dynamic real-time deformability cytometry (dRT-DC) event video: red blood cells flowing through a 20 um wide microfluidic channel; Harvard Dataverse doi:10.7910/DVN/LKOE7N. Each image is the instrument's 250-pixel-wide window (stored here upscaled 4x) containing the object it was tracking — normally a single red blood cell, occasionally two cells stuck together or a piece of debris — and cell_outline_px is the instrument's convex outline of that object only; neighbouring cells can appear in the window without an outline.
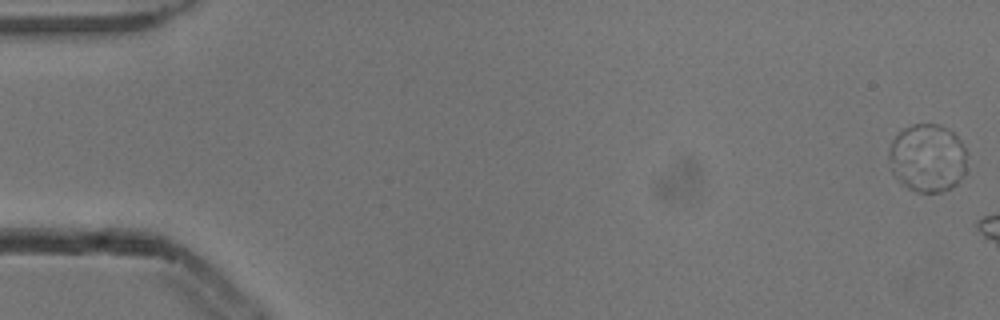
{"species": "common noctule bat (a hibernating species)", "species_latin": "Nyctalus noctula", "temperature_condition": "cold", "stored_images_in_passage": 3, "camera_frame_rate_fps": 3000, "um_per_image_px": 0.085, "animal": {"sex": "male", "body_mass_g": 13.3}, "frame": {"image": 1, "passage_image": 1, "time_ms": 0.0, "image_size_px": [1000, 320], "cell_outline_px": [[968, 152], [964, 172], [960, 180], [956, 184], [940, 192], [916, 192], [908, 188], [892, 172], [888, 156], [888, 152], [892, 140], [904, 128], [912, 124], [940, 124], [952, 132], [960, 140]], "centroid_in_image_um": [78.84, 13.41], "position_along_channel_um": 6.2, "area_um2": 30.98}}